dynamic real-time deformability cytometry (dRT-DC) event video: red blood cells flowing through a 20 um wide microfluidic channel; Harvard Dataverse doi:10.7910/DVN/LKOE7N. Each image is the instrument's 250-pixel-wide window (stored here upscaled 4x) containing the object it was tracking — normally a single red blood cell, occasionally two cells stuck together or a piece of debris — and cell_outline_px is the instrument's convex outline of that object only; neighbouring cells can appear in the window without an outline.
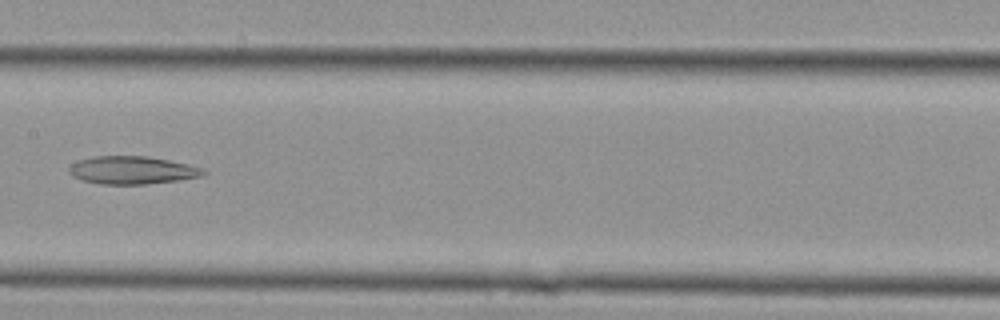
{"species": "Egyptian fruit bat (a non-hibernating species)", "species_latin": "Rousettus aegyptiacus", "temperature_condition": "cold", "stored_images_in_passage": 30, "segment_of_instrument_passage": [1, 2], "camera_frame_rate_fps": 3000, "um_per_image_px": 0.085, "animal": {"sex": "female"}, "frame": {"image": 1, "passage_image": 15, "time_ms": 4.667, "image_size_px": [1000, 320], "cell_outline_px": [[208, 172], [200, 176], [180, 180], [144, 184], [100, 184], [84, 180], [72, 176], [68, 172], [68, 168], [76, 160], [92, 156], [148, 156], [188, 164], [200, 168]], "centroid_in_image_um": [11.19, 14.46], "position_along_channel_um": 196.2, "area_um2": 21.79}}
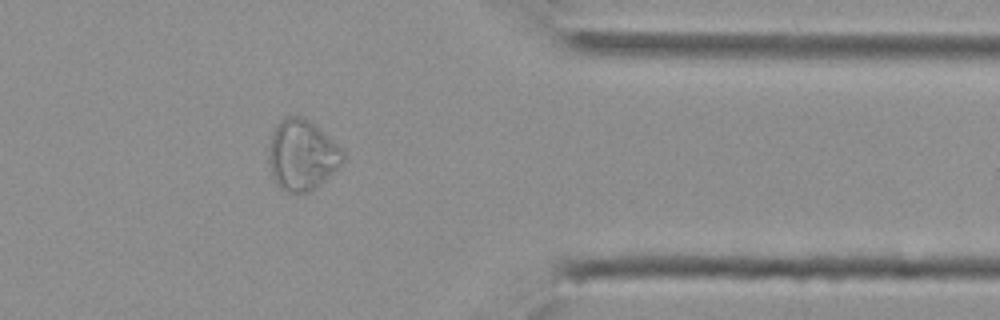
{"frame": {"image": 2, "passage_image": 24, "time_ms": 7.667, "image_size_px": [1000, 320], "cell_outline_px": [[344, 160], [312, 192], [288, 192], [280, 188], [276, 184], [272, 176], [268, 160], [268, 148], [272, 132], [276, 124], [284, 116], [300, 116], [308, 120], [344, 148]], "centroid_in_image_um": [25.65, 13.17], "position_along_channel_um": 385.8, "area_um2": 30.63}}
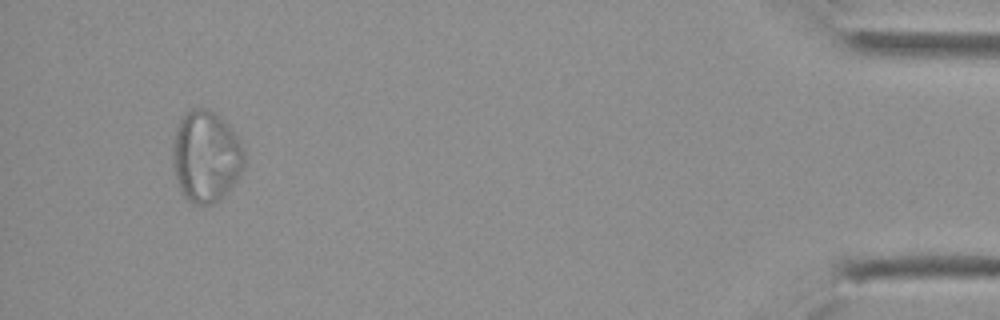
{"frame": {"image": 3, "passage_image": 28, "time_ms": 9.0, "image_size_px": [1000, 320], "cell_outline_px": [[244, 168], [236, 180], [224, 196], [220, 200], [212, 204], [196, 204], [188, 200], [184, 196], [180, 188], [172, 164], [172, 144], [176, 132], [184, 116], [192, 108], [204, 108], [216, 112], [228, 124], [244, 148]], "centroid_in_image_um": [17.52, 13.31], "position_along_channel_um": 417.7, "area_um2": 37.97}}